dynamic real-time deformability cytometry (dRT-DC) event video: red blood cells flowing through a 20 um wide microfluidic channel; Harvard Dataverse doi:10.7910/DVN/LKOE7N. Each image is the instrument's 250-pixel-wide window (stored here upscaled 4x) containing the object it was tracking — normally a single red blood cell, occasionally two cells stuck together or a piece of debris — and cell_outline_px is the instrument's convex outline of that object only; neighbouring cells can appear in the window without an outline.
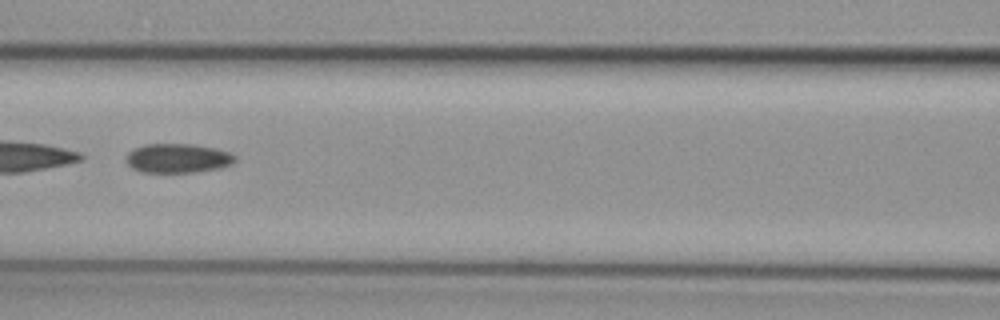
{"species": "common noctule bat (a hibernating species)", "species_latin": "Nyctalus noctula", "temperature_condition": "cold", "stored_images_in_passage": 55, "segment_of_instrument_passage": [2, 2], "camera_frame_rate_fps": 3000, "um_per_image_px": 0.085, "animal": {"sex": "female", "body_mass_g": 29.2, "forearm_length_mm": 56.3}, "frame": {"image": 1, "passage_image": 26, "time_ms": 8.333, "image_size_px": [1000, 320], "cell_outline_px": [[236, 160], [232, 164], [220, 168], [192, 172], [140, 172], [132, 168], [124, 160], [124, 156], [128, 152], [144, 144], [192, 144], [216, 148], [228, 152], [236, 156]], "centroid_in_image_um": [15.08, 13.45], "position_along_channel_um": 151.5, "area_um2": 18.67}}